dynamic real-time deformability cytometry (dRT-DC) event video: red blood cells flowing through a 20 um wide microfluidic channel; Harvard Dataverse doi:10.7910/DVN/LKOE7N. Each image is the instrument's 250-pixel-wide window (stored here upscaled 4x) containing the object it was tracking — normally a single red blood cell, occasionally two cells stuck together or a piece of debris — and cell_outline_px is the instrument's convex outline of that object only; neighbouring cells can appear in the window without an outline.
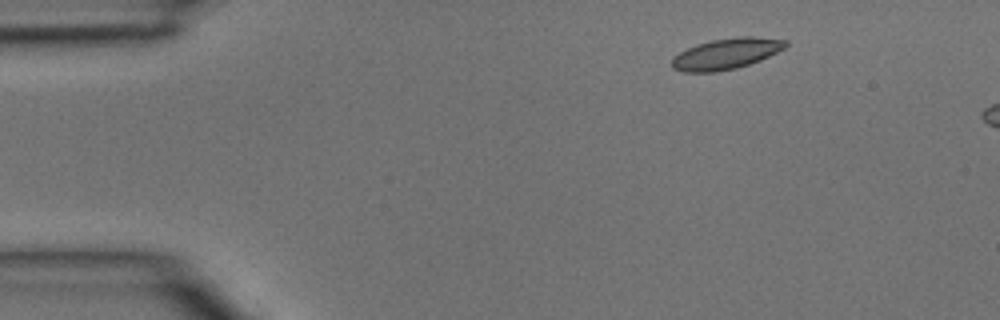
{"species": "common noctule bat (a hibernating species)", "species_latin": "Nyctalus noctula", "temperature_condition": "room temperature", "stored_images_in_passage": 5, "segment_of_instrument_passage": [2, 2], "camera_frame_rate_fps": 3000, "um_per_image_px": 0.085, "animal": {"sex": "male", "body_mass_g": 15.6}, "frame": {"image": 1, "passage_image": 5, "time_ms": 1.333, "image_size_px": [1000, 320], "cell_outline_px": [[788, 44], [784, 48], [760, 60], [736, 68], [716, 72], [684, 72], [672, 68], [672, 56], [696, 44], [712, 40], [740, 36], [752, 36], [788, 40]], "centroid_in_image_um": [61.71, 4.56], "position_along_channel_um": 23.3, "area_um2": 20.4}}